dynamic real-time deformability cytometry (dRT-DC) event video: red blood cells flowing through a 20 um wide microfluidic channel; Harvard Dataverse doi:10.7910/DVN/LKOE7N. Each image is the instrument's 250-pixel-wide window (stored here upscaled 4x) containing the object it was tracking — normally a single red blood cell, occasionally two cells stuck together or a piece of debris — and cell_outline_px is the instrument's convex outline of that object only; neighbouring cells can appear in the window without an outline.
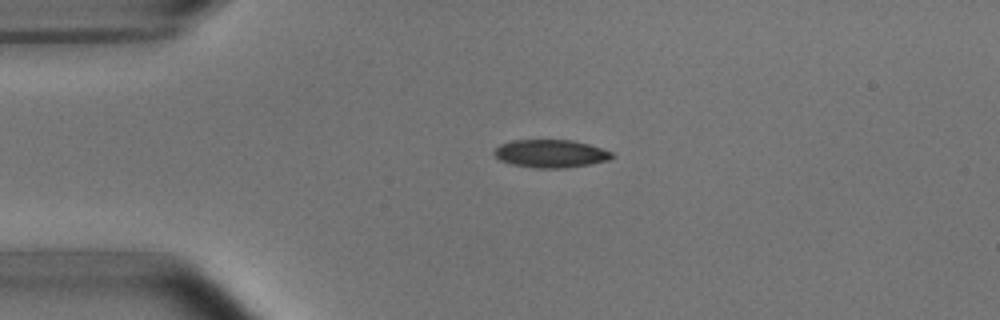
{"species": "common noctule bat (a hibernating species)", "species_latin": "Nyctalus noctula", "temperature_condition": "room temperature", "stored_images_in_passage": 3, "camera_frame_rate_fps": 3000, "um_per_image_px": 0.085, "animal": {"sex": "male", "body_mass_g": 15.6}, "frame": {"image": 1, "passage_image": 2, "time_ms": 2.0, "image_size_px": [1000, 320], "cell_outline_px": [[616, 156], [608, 160], [592, 164], [564, 168], [536, 168], [512, 164], [500, 160], [492, 152], [500, 144], [512, 140], [572, 140], [588, 144], [612, 152]], "centroid_in_image_um": [46.82, 13.06], "position_along_channel_um": 38.2, "area_um2": 19.19}}